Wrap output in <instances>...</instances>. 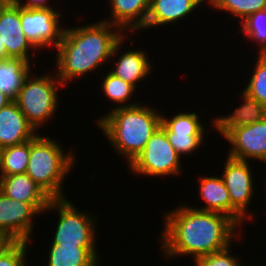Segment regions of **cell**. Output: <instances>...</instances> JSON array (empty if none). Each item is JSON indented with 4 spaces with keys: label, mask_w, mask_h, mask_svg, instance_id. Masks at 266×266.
Segmentation results:
<instances>
[{
    "label": "cell",
    "mask_w": 266,
    "mask_h": 266,
    "mask_svg": "<svg viewBox=\"0 0 266 266\" xmlns=\"http://www.w3.org/2000/svg\"><path fill=\"white\" fill-rule=\"evenodd\" d=\"M162 215L164 224L159 239L164 258L191 255L195 262L232 245L235 237L239 239V226L221 213L200 211L183 203Z\"/></svg>",
    "instance_id": "1"
},
{
    "label": "cell",
    "mask_w": 266,
    "mask_h": 266,
    "mask_svg": "<svg viewBox=\"0 0 266 266\" xmlns=\"http://www.w3.org/2000/svg\"><path fill=\"white\" fill-rule=\"evenodd\" d=\"M125 35L118 26L102 20L85 26L67 25L55 52L57 77L66 86L76 78L96 72L103 63L112 61V51Z\"/></svg>",
    "instance_id": "2"
},
{
    "label": "cell",
    "mask_w": 266,
    "mask_h": 266,
    "mask_svg": "<svg viewBox=\"0 0 266 266\" xmlns=\"http://www.w3.org/2000/svg\"><path fill=\"white\" fill-rule=\"evenodd\" d=\"M142 103L112 109L98 117L96 123L108 139L110 146L124 156L129 166L142 152L147 141L161 126L162 112Z\"/></svg>",
    "instance_id": "3"
},
{
    "label": "cell",
    "mask_w": 266,
    "mask_h": 266,
    "mask_svg": "<svg viewBox=\"0 0 266 266\" xmlns=\"http://www.w3.org/2000/svg\"><path fill=\"white\" fill-rule=\"evenodd\" d=\"M54 138L37 134L30 140V155L26 173L52 198H66L65 178L75 163L72 150L65 152ZM69 173V174H68ZM64 192V193H63Z\"/></svg>",
    "instance_id": "4"
},
{
    "label": "cell",
    "mask_w": 266,
    "mask_h": 266,
    "mask_svg": "<svg viewBox=\"0 0 266 266\" xmlns=\"http://www.w3.org/2000/svg\"><path fill=\"white\" fill-rule=\"evenodd\" d=\"M30 73L24 79L14 100L28 122L38 132L43 124L56 115L60 102L58 87L65 86L56 74L54 76L50 75V72H45L38 77L37 74Z\"/></svg>",
    "instance_id": "5"
},
{
    "label": "cell",
    "mask_w": 266,
    "mask_h": 266,
    "mask_svg": "<svg viewBox=\"0 0 266 266\" xmlns=\"http://www.w3.org/2000/svg\"><path fill=\"white\" fill-rule=\"evenodd\" d=\"M57 210L58 223L51 245H75L83 248H97V218L92 212L81 211L68 198L51 199L44 213ZM96 224V225H95Z\"/></svg>",
    "instance_id": "6"
},
{
    "label": "cell",
    "mask_w": 266,
    "mask_h": 266,
    "mask_svg": "<svg viewBox=\"0 0 266 266\" xmlns=\"http://www.w3.org/2000/svg\"><path fill=\"white\" fill-rule=\"evenodd\" d=\"M181 161L165 132L159 128L128 168L133 174L145 175V177H170L178 174L180 176Z\"/></svg>",
    "instance_id": "7"
},
{
    "label": "cell",
    "mask_w": 266,
    "mask_h": 266,
    "mask_svg": "<svg viewBox=\"0 0 266 266\" xmlns=\"http://www.w3.org/2000/svg\"><path fill=\"white\" fill-rule=\"evenodd\" d=\"M49 203L20 202L0 191V231L11 241H32L33 219L44 213Z\"/></svg>",
    "instance_id": "8"
},
{
    "label": "cell",
    "mask_w": 266,
    "mask_h": 266,
    "mask_svg": "<svg viewBox=\"0 0 266 266\" xmlns=\"http://www.w3.org/2000/svg\"><path fill=\"white\" fill-rule=\"evenodd\" d=\"M61 13L53 8L20 7V21L24 35L37 50L57 47L62 40L65 27Z\"/></svg>",
    "instance_id": "9"
},
{
    "label": "cell",
    "mask_w": 266,
    "mask_h": 266,
    "mask_svg": "<svg viewBox=\"0 0 266 266\" xmlns=\"http://www.w3.org/2000/svg\"><path fill=\"white\" fill-rule=\"evenodd\" d=\"M199 118L196 112L175 113L171 118L161 114L160 128L181 158L197 151L204 143L206 126Z\"/></svg>",
    "instance_id": "10"
},
{
    "label": "cell",
    "mask_w": 266,
    "mask_h": 266,
    "mask_svg": "<svg viewBox=\"0 0 266 266\" xmlns=\"http://www.w3.org/2000/svg\"><path fill=\"white\" fill-rule=\"evenodd\" d=\"M222 178L229 192L231 204L246 218L252 220L253 213L248 212L249 205L253 200L254 175L250 162L226 157ZM252 217V218H251Z\"/></svg>",
    "instance_id": "11"
},
{
    "label": "cell",
    "mask_w": 266,
    "mask_h": 266,
    "mask_svg": "<svg viewBox=\"0 0 266 266\" xmlns=\"http://www.w3.org/2000/svg\"><path fill=\"white\" fill-rule=\"evenodd\" d=\"M232 146L227 156L243 161H266V117L232 129L225 137Z\"/></svg>",
    "instance_id": "12"
},
{
    "label": "cell",
    "mask_w": 266,
    "mask_h": 266,
    "mask_svg": "<svg viewBox=\"0 0 266 266\" xmlns=\"http://www.w3.org/2000/svg\"><path fill=\"white\" fill-rule=\"evenodd\" d=\"M0 40L6 47L7 59H22L32 64L29 50L36 49L24 35L20 21V6L14 2L5 3L0 9Z\"/></svg>",
    "instance_id": "13"
},
{
    "label": "cell",
    "mask_w": 266,
    "mask_h": 266,
    "mask_svg": "<svg viewBox=\"0 0 266 266\" xmlns=\"http://www.w3.org/2000/svg\"><path fill=\"white\" fill-rule=\"evenodd\" d=\"M127 36L125 35L114 47L111 58H118L117 61L113 62L110 72L116 77L123 79L125 82L133 85L136 89L138 83L143 82L149 74L152 72V62L149 59L148 52L132 48L128 51L125 50L123 53L120 48L126 41ZM135 49V50H134ZM120 50V53H119ZM118 52V53H117ZM120 54V55H119ZM119 55V57H118ZM115 63V64H114ZM137 86V87H136Z\"/></svg>",
    "instance_id": "14"
},
{
    "label": "cell",
    "mask_w": 266,
    "mask_h": 266,
    "mask_svg": "<svg viewBox=\"0 0 266 266\" xmlns=\"http://www.w3.org/2000/svg\"><path fill=\"white\" fill-rule=\"evenodd\" d=\"M199 194L205 206H190L200 211L217 212L230 217L238 226L245 224V217L231 204L225 182L218 176H203L199 179Z\"/></svg>",
    "instance_id": "15"
},
{
    "label": "cell",
    "mask_w": 266,
    "mask_h": 266,
    "mask_svg": "<svg viewBox=\"0 0 266 266\" xmlns=\"http://www.w3.org/2000/svg\"><path fill=\"white\" fill-rule=\"evenodd\" d=\"M110 17L102 21L118 26L125 34L143 30L149 13L150 0H107Z\"/></svg>",
    "instance_id": "16"
},
{
    "label": "cell",
    "mask_w": 266,
    "mask_h": 266,
    "mask_svg": "<svg viewBox=\"0 0 266 266\" xmlns=\"http://www.w3.org/2000/svg\"><path fill=\"white\" fill-rule=\"evenodd\" d=\"M37 134L15 100L0 110V149L24 143Z\"/></svg>",
    "instance_id": "17"
},
{
    "label": "cell",
    "mask_w": 266,
    "mask_h": 266,
    "mask_svg": "<svg viewBox=\"0 0 266 266\" xmlns=\"http://www.w3.org/2000/svg\"><path fill=\"white\" fill-rule=\"evenodd\" d=\"M202 2L207 3V0H150L149 13L143 29L145 31L151 27L176 24L195 10L198 12Z\"/></svg>",
    "instance_id": "18"
},
{
    "label": "cell",
    "mask_w": 266,
    "mask_h": 266,
    "mask_svg": "<svg viewBox=\"0 0 266 266\" xmlns=\"http://www.w3.org/2000/svg\"><path fill=\"white\" fill-rule=\"evenodd\" d=\"M241 105H238L231 114L216 116L211 125L223 138L234 128L246 126L263 120L266 117V107L258 100L251 98L244 91L241 92Z\"/></svg>",
    "instance_id": "19"
},
{
    "label": "cell",
    "mask_w": 266,
    "mask_h": 266,
    "mask_svg": "<svg viewBox=\"0 0 266 266\" xmlns=\"http://www.w3.org/2000/svg\"><path fill=\"white\" fill-rule=\"evenodd\" d=\"M0 191L20 202H50L52 199L27 173L1 176Z\"/></svg>",
    "instance_id": "20"
},
{
    "label": "cell",
    "mask_w": 266,
    "mask_h": 266,
    "mask_svg": "<svg viewBox=\"0 0 266 266\" xmlns=\"http://www.w3.org/2000/svg\"><path fill=\"white\" fill-rule=\"evenodd\" d=\"M47 266H98L97 248H83L75 245H51Z\"/></svg>",
    "instance_id": "21"
},
{
    "label": "cell",
    "mask_w": 266,
    "mask_h": 266,
    "mask_svg": "<svg viewBox=\"0 0 266 266\" xmlns=\"http://www.w3.org/2000/svg\"><path fill=\"white\" fill-rule=\"evenodd\" d=\"M31 67L30 63L22 59L9 58L0 61V90L14 100L24 79L32 72Z\"/></svg>",
    "instance_id": "22"
},
{
    "label": "cell",
    "mask_w": 266,
    "mask_h": 266,
    "mask_svg": "<svg viewBox=\"0 0 266 266\" xmlns=\"http://www.w3.org/2000/svg\"><path fill=\"white\" fill-rule=\"evenodd\" d=\"M0 153L1 176L26 173L30 155V140L1 148Z\"/></svg>",
    "instance_id": "23"
},
{
    "label": "cell",
    "mask_w": 266,
    "mask_h": 266,
    "mask_svg": "<svg viewBox=\"0 0 266 266\" xmlns=\"http://www.w3.org/2000/svg\"><path fill=\"white\" fill-rule=\"evenodd\" d=\"M103 81L101 90L104 92L103 95L107 97V99L111 100L113 103H117L118 106L113 107L112 109L129 107L139 104V102H133L134 100L129 102L130 98L133 97L135 90H137L133 85L125 82L123 79L116 77L110 71L105 74V77L102 79Z\"/></svg>",
    "instance_id": "24"
},
{
    "label": "cell",
    "mask_w": 266,
    "mask_h": 266,
    "mask_svg": "<svg viewBox=\"0 0 266 266\" xmlns=\"http://www.w3.org/2000/svg\"><path fill=\"white\" fill-rule=\"evenodd\" d=\"M207 2L216 11L229 12L241 19L240 23L251 14L266 9V0H207Z\"/></svg>",
    "instance_id": "25"
},
{
    "label": "cell",
    "mask_w": 266,
    "mask_h": 266,
    "mask_svg": "<svg viewBox=\"0 0 266 266\" xmlns=\"http://www.w3.org/2000/svg\"><path fill=\"white\" fill-rule=\"evenodd\" d=\"M241 32L248 40L256 42L258 54H266V9L255 12L241 22Z\"/></svg>",
    "instance_id": "26"
},
{
    "label": "cell",
    "mask_w": 266,
    "mask_h": 266,
    "mask_svg": "<svg viewBox=\"0 0 266 266\" xmlns=\"http://www.w3.org/2000/svg\"><path fill=\"white\" fill-rule=\"evenodd\" d=\"M244 92L266 107V54H258Z\"/></svg>",
    "instance_id": "27"
},
{
    "label": "cell",
    "mask_w": 266,
    "mask_h": 266,
    "mask_svg": "<svg viewBox=\"0 0 266 266\" xmlns=\"http://www.w3.org/2000/svg\"><path fill=\"white\" fill-rule=\"evenodd\" d=\"M29 242L12 241L0 252V266H29L27 260Z\"/></svg>",
    "instance_id": "28"
},
{
    "label": "cell",
    "mask_w": 266,
    "mask_h": 266,
    "mask_svg": "<svg viewBox=\"0 0 266 266\" xmlns=\"http://www.w3.org/2000/svg\"><path fill=\"white\" fill-rule=\"evenodd\" d=\"M230 246L198 258L194 262L195 266H241L238 256L235 257V255L231 254Z\"/></svg>",
    "instance_id": "29"
},
{
    "label": "cell",
    "mask_w": 266,
    "mask_h": 266,
    "mask_svg": "<svg viewBox=\"0 0 266 266\" xmlns=\"http://www.w3.org/2000/svg\"><path fill=\"white\" fill-rule=\"evenodd\" d=\"M50 0H13V2L23 8H52L53 6L48 3Z\"/></svg>",
    "instance_id": "30"
},
{
    "label": "cell",
    "mask_w": 266,
    "mask_h": 266,
    "mask_svg": "<svg viewBox=\"0 0 266 266\" xmlns=\"http://www.w3.org/2000/svg\"><path fill=\"white\" fill-rule=\"evenodd\" d=\"M13 99L7 95L5 92L0 90V110L9 104Z\"/></svg>",
    "instance_id": "31"
},
{
    "label": "cell",
    "mask_w": 266,
    "mask_h": 266,
    "mask_svg": "<svg viewBox=\"0 0 266 266\" xmlns=\"http://www.w3.org/2000/svg\"><path fill=\"white\" fill-rule=\"evenodd\" d=\"M12 241L0 231V252Z\"/></svg>",
    "instance_id": "32"
},
{
    "label": "cell",
    "mask_w": 266,
    "mask_h": 266,
    "mask_svg": "<svg viewBox=\"0 0 266 266\" xmlns=\"http://www.w3.org/2000/svg\"><path fill=\"white\" fill-rule=\"evenodd\" d=\"M7 59V51L5 45H2V42L0 40V61Z\"/></svg>",
    "instance_id": "33"
},
{
    "label": "cell",
    "mask_w": 266,
    "mask_h": 266,
    "mask_svg": "<svg viewBox=\"0 0 266 266\" xmlns=\"http://www.w3.org/2000/svg\"><path fill=\"white\" fill-rule=\"evenodd\" d=\"M5 5V2L3 0H0V9Z\"/></svg>",
    "instance_id": "34"
},
{
    "label": "cell",
    "mask_w": 266,
    "mask_h": 266,
    "mask_svg": "<svg viewBox=\"0 0 266 266\" xmlns=\"http://www.w3.org/2000/svg\"><path fill=\"white\" fill-rule=\"evenodd\" d=\"M0 177H1V153H0Z\"/></svg>",
    "instance_id": "35"
},
{
    "label": "cell",
    "mask_w": 266,
    "mask_h": 266,
    "mask_svg": "<svg viewBox=\"0 0 266 266\" xmlns=\"http://www.w3.org/2000/svg\"><path fill=\"white\" fill-rule=\"evenodd\" d=\"M5 3L13 2V0H3Z\"/></svg>",
    "instance_id": "36"
},
{
    "label": "cell",
    "mask_w": 266,
    "mask_h": 266,
    "mask_svg": "<svg viewBox=\"0 0 266 266\" xmlns=\"http://www.w3.org/2000/svg\"><path fill=\"white\" fill-rule=\"evenodd\" d=\"M263 163H266V161L265 162H263ZM265 183H266V180H265ZM265 188H266V184H265ZM264 195H266V189H265V194Z\"/></svg>",
    "instance_id": "37"
}]
</instances>
